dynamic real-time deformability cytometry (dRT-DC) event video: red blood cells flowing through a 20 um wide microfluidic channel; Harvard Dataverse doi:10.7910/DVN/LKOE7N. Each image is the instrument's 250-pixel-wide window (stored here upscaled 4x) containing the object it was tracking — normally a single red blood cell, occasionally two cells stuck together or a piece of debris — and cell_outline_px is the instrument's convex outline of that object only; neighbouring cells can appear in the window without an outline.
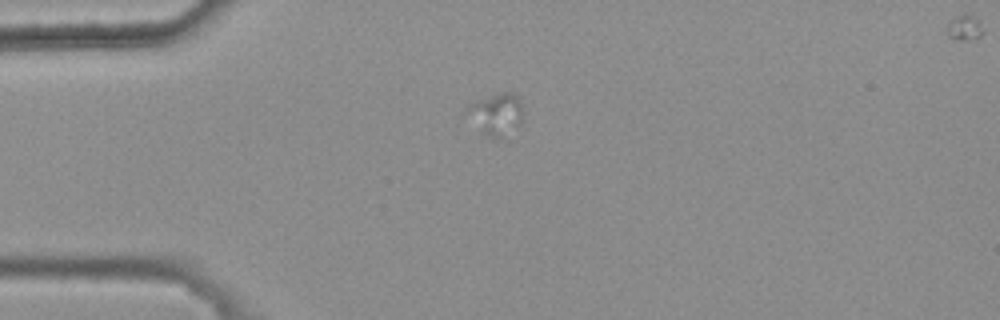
{"species": "common noctule bat (a hibernating species)", "species_latin": "Nyctalus noctula", "temperature_condition": "warm", "stored_images_in_passage": 9, "camera_frame_rate_fps": 3000, "um_per_image_px": 0.085, "animal": {"sex": "female", "body_mass_g": 25.1}, "frame": {"image": 1, "passage_image": 3, "time_ms": 0.667, "image_size_px": [1000, 320], "cell_outline_px": [[524, 120], [504, 140], [496, 140], [488, 136], [464, 112], [468, 104], [476, 100], [500, 92], [512, 92], [520, 100], [524, 112]], "centroid_in_image_um": [42.24, 9.72], "position_along_channel_um": 42.8, "area_um2": 14.1}}